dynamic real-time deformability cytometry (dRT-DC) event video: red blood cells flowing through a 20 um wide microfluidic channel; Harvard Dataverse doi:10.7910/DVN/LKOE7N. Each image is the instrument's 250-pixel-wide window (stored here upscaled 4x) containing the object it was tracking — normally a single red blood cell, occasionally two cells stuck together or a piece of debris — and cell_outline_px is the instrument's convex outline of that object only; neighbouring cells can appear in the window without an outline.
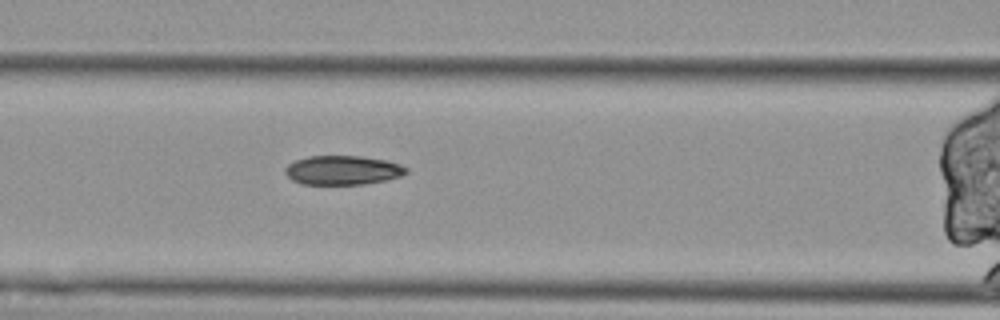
{"species": "Egyptian fruit bat (a non-hibernating species)", "species_latin": "Rousettus aegyptiacus", "temperature_condition": "cold", "stored_images_in_passage": 40, "segment_of_instrument_passage": [2, 2], "camera_frame_rate_fps": 3000, "um_per_image_px": 0.085, "animal": {"sex": "female"}, "frame": {"image": 1, "passage_image": 6, "time_ms": 1.667, "image_size_px": [1000, 320], "cell_outline_px": [[408, 172], [400, 176], [388, 180], [364, 184], [300, 184], [292, 180], [284, 172], [284, 168], [288, 164], [296, 160], [308, 156], [360, 156], [388, 160], [400, 164], [408, 168]], "centroid_in_image_um": [29.14, 14.46], "position_along_channel_um": 137.5, "area_um2": 20.75}}
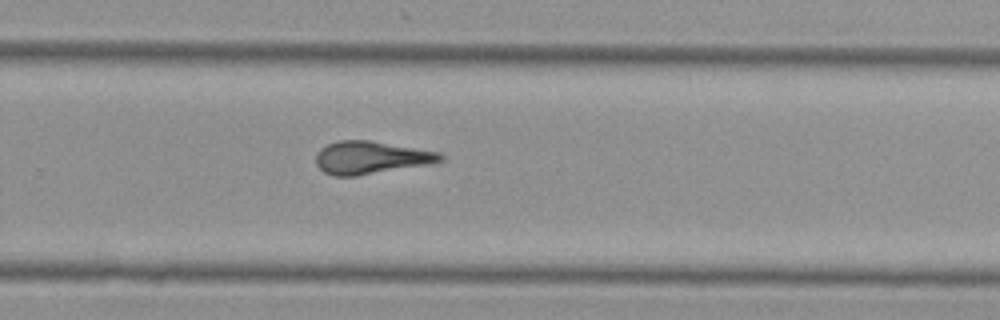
{"frame": {"image": 2, "passage_image": 20, "time_ms": 6.333, "image_size_px": [1000, 320], "cell_outline_px": [[444, 160], [424, 164], [356, 176], [332, 176], [324, 172], [316, 164], [316, 152], [320, 148], [328, 144], [340, 140], [368, 140], [440, 152], [444, 156]], "centroid_in_image_um": [31.46, 13.39], "position_along_channel_um": 298.3, "area_um2": 23.41}}
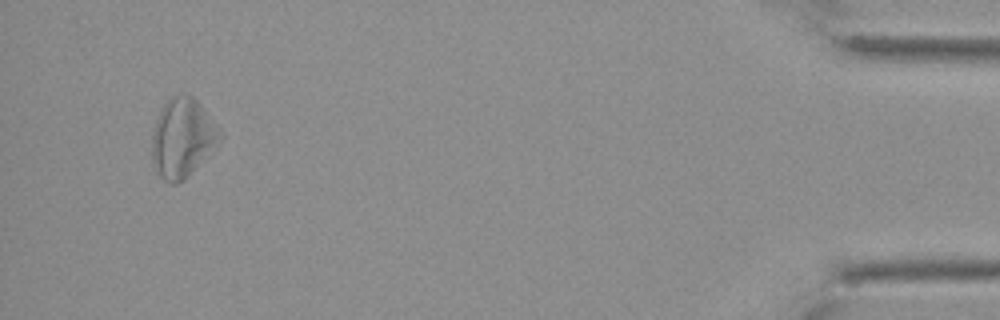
{"frame": {"image": 3, "passage_image": 37, "time_ms": 12.0, "image_size_px": [1000, 320], "cell_outline_px": [[224, 136], [208, 156], [176, 184], [168, 184], [160, 176], [152, 164], [152, 132], [156, 120], [164, 104], [172, 96], [192, 96], [204, 108], [224, 132]], "centroid_in_image_um": [15.53, 11.73], "position_along_channel_um": 419.7, "area_um2": 31.1}}